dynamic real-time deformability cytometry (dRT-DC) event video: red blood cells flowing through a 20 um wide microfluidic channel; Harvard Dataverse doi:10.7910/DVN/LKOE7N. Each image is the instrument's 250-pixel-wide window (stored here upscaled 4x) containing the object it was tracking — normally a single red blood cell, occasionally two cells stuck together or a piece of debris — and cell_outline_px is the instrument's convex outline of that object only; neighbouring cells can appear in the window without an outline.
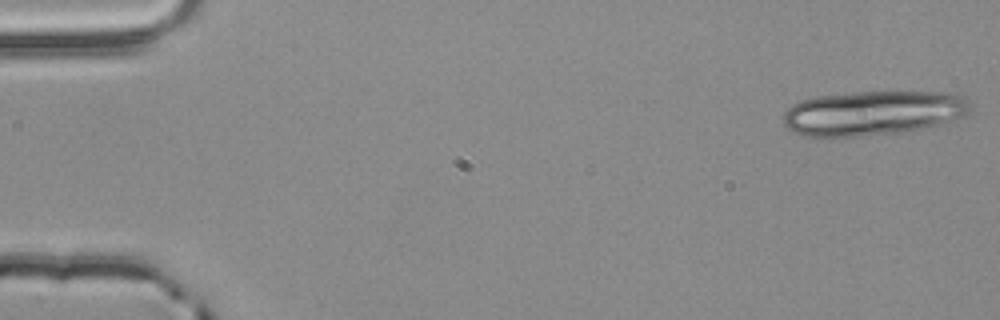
{"species": "common noctule bat (a hibernating species)", "species_latin": "Nyctalus noctula", "temperature_condition": "room temperature", "stored_images_in_passage": 3, "camera_frame_rate_fps": 3000, "um_per_image_px": 0.085, "animal": {"sex": "male", "body_mass_g": 20.4}, "frame": {"image": 1, "passage_image": 1, "time_ms": 0.0, "image_size_px": [1000, 320], "cell_outline_px": [[972, 108], [964, 116], [924, 128], [896, 132], [856, 136], [804, 136], [788, 128], [784, 124], [784, 112], [792, 104], [800, 100], [816, 96], [852, 92], [952, 92], [964, 96], [968, 100]], "centroid_in_image_um": [74.21, 9.58], "position_along_channel_um": 10.8, "area_um2": 48.38}}